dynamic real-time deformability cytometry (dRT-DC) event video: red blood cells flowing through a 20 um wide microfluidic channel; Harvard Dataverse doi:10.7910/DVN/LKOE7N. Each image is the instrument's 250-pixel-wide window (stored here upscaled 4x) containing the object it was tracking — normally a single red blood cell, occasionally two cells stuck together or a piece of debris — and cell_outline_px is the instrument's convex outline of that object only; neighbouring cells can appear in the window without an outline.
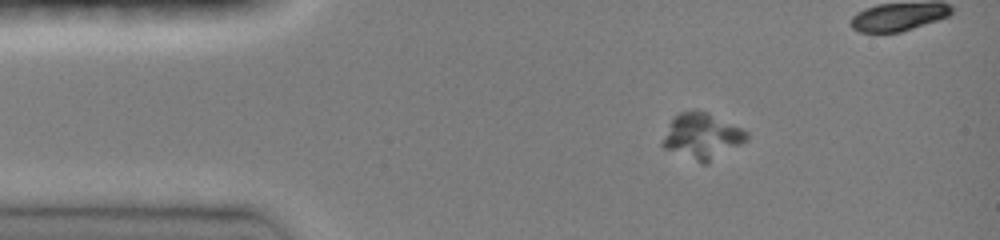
{"species": "common noctule bat (a hibernating species)", "species_latin": "Nyctalus noctula", "temperature_condition": "room temperature", "stored_images_in_passage": 49, "camera_frame_rate_fps": 3000, "um_per_image_px": 0.085, "animal": {"sex": "female", "body_mass_g": 19.0, "forearm_length_mm": 51.5}, "frame": {"image": 1, "passage_image": 8, "time_ms": 2.333, "image_size_px": [1000, 240], "cell_outline_px": [[748, 140], [708, 164], [704, 164], [664, 148], [660, 144], [672, 120], [680, 112], [708, 112], [748, 132]], "centroid_in_image_um": [59.7, 11.61], "position_along_channel_um": 25.3, "area_um2": 21.91}}
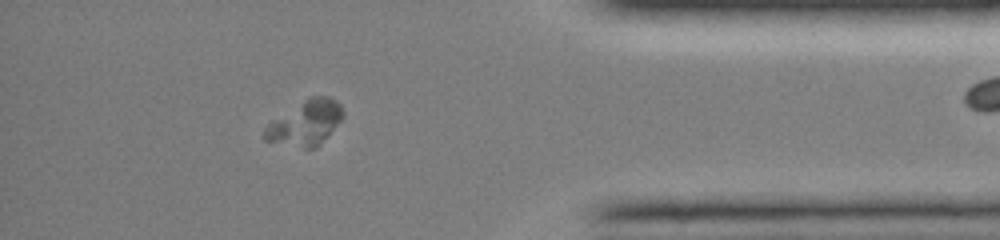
{"frame": {"image": 2, "passage_image": 42, "time_ms": 13.667, "image_size_px": [1000, 240], "cell_outline_px": [[344, 116], [316, 148], [304, 148], [264, 140], [264, 128], [272, 120], [304, 100], [312, 96], [328, 96], [336, 100], [340, 104], [344, 112]], "centroid_in_image_um": [25.97, 10.44], "position_along_channel_um": 409.2, "area_um2": 20.06}}